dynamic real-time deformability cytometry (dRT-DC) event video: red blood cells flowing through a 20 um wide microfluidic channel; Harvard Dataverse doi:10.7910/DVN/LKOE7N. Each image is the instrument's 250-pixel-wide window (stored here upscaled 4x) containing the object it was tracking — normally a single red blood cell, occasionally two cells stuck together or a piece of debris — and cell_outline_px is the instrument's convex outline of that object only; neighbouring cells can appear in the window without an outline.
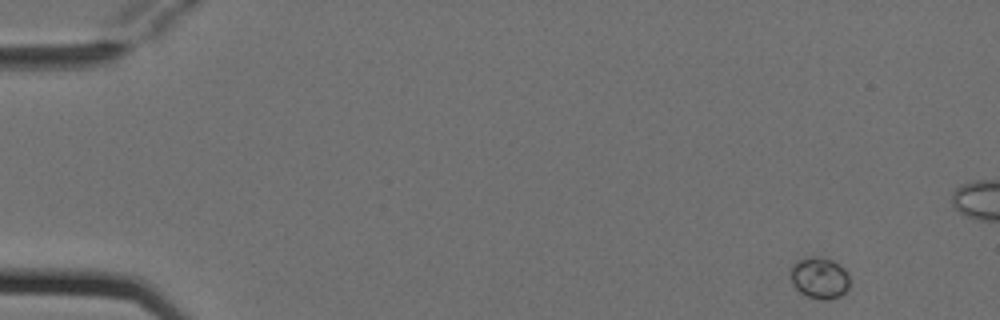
{"species": "Egyptian fruit bat (a non-hibernating species)", "species_latin": "Rousettus aegyptiacus", "temperature_condition": "cold", "stored_images_in_passage": 4, "camera_frame_rate_fps": 3000, "um_per_image_px": 0.085, "animal": {"sex": "female"}, "frame": {"image": 1, "passage_image": 1, "time_ms": 0.0, "image_size_px": [1000, 320], "cell_outline_px": [[848, 288], [840, 296], [828, 300], [820, 300], [808, 296], [800, 292], [792, 284], [792, 268], [800, 260], [812, 256], [820, 256], [832, 260], [844, 268], [848, 276]], "centroid_in_image_um": [69.68, 23.64], "position_along_channel_um": 15.3, "area_um2": 13.99}}